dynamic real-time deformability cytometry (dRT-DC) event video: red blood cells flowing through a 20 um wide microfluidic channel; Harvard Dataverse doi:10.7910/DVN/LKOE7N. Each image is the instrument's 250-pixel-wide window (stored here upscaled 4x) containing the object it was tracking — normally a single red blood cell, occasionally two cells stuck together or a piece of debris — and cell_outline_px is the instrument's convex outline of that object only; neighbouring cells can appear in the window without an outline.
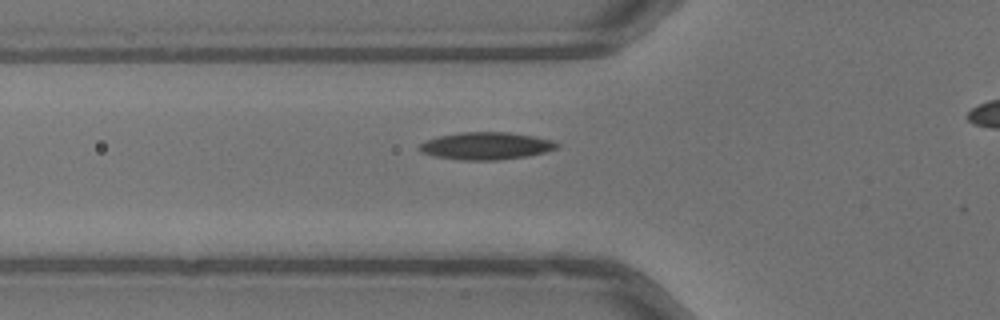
{"species": "common noctule bat (a hibernating species)", "species_latin": "Nyctalus noctula", "temperature_condition": "warm", "stored_images_in_passage": 29, "camera_frame_rate_fps": 3000, "um_per_image_px": 0.085, "animal": {"sex": "male", "body_mass_g": 13.3}, "frame": {"image": 1, "passage_image": 2, "time_ms": 0.333, "image_size_px": [1000, 320], "cell_outline_px": [[560, 144], [556, 148], [544, 152], [528, 156], [496, 160], [460, 160], [432, 156], [420, 152], [416, 148], [420, 144], [428, 140], [440, 136], [460, 132], [508, 132], [532, 136], [552, 140]], "centroid_in_image_um": [41.28, 12.41], "position_along_channel_um": 84.5, "area_um2": 21.91}}
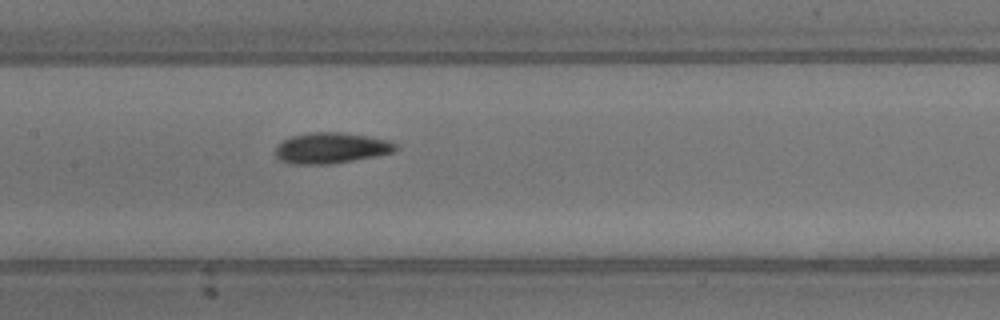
{"frame": {"image": 2, "passage_image": 9, "time_ms": 2.667, "image_size_px": [1000, 320], "cell_outline_px": [[400, 148], [396, 152], [376, 156], [328, 164], [292, 164], [280, 160], [276, 156], [276, 148], [284, 140], [292, 136], [308, 132], [340, 132], [368, 136], [392, 140]], "centroid_in_image_um": [28.21, 12.57], "position_along_channel_um": 179.2, "area_um2": 21.68}}
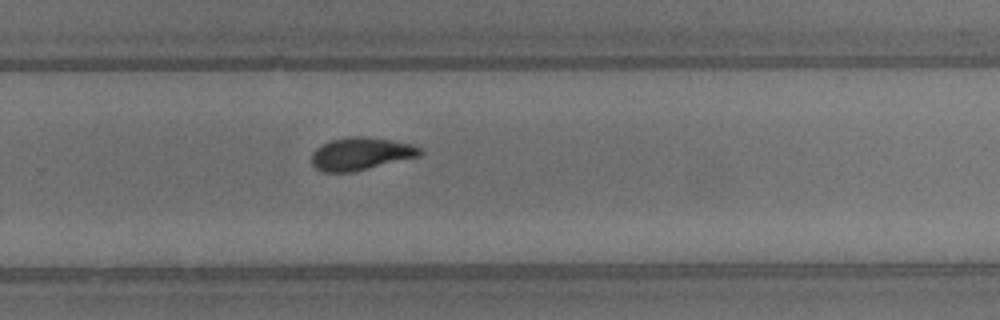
{"frame": {"image": 3, "passage_image": 18, "time_ms": 5.667, "image_size_px": [1000, 320], "cell_outline_px": [[424, 152], [420, 156], [352, 172], [324, 172], [316, 168], [312, 164], [312, 152], [316, 148], [328, 140], [348, 136], [364, 136], [412, 144], [420, 148]], "centroid_in_image_um": [30.65, 13.06], "position_along_channel_um": 299.1, "area_um2": 20.63}}